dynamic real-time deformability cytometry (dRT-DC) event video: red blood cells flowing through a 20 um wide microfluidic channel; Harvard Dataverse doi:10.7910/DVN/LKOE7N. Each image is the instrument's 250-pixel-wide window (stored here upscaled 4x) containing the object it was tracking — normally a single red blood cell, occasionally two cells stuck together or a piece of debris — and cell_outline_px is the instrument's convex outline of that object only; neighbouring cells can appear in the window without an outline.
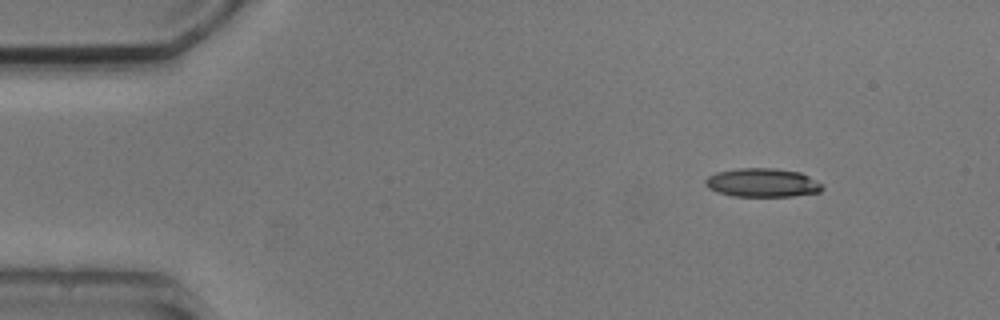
{"species": "common noctule bat (a hibernating species)", "species_latin": "Nyctalus noctula", "temperature_condition": "cold", "stored_images_in_passage": 6, "camera_frame_rate_fps": 3000, "um_per_image_px": 0.085, "animal": {"sex": "male", "body_mass_g": 20.5, "forearm_length_mm": 52.5}, "frame": {"image": 1, "passage_image": 2, "time_ms": 1.0, "image_size_px": [1000, 320], "cell_outline_px": [[824, 188], [820, 192], [792, 196], [732, 196], [716, 192], [708, 188], [704, 184], [704, 180], [708, 176], [716, 172], [736, 168], [776, 168], [800, 172], [824, 184]], "centroid_in_image_um": [64.79, 15.52], "position_along_channel_um": 20.2, "area_um2": 19.83}}
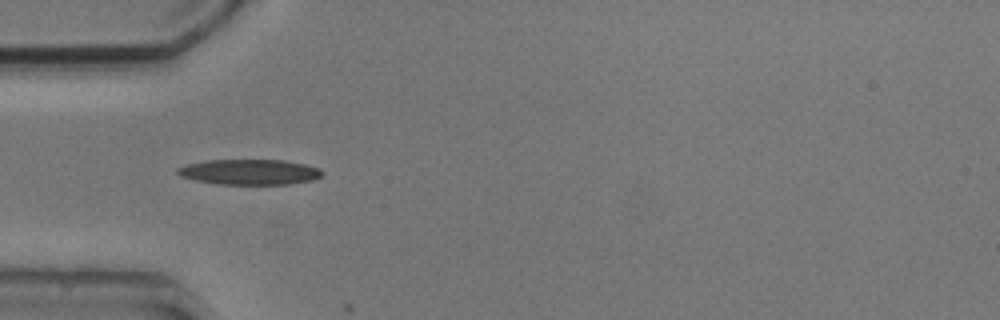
{"frame": {"image": 2, "passage_image": 4, "time_ms": 4.333, "image_size_px": [1000, 320], "cell_outline_px": [[324, 176], [312, 180], [288, 184], [216, 184], [196, 180], [180, 176], [176, 172], [176, 168], [188, 164], [208, 160], [284, 160], [304, 164], [320, 168], [324, 172]], "centroid_in_image_um": [21.24, 14.62], "position_along_channel_um": 63.8, "area_um2": 21.44}}